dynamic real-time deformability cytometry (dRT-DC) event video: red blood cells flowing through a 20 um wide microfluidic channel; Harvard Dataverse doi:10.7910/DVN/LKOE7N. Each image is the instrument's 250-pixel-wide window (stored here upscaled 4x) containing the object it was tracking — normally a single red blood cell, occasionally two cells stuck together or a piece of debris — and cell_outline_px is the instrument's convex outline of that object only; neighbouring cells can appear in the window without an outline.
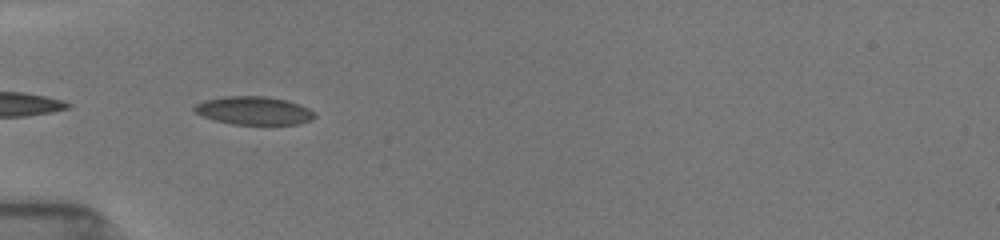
{"species": "common noctule bat (a hibernating species)", "species_latin": "Nyctalus noctula", "temperature_condition": "room temperature", "stored_images_in_passage": 28, "camera_frame_rate_fps": 3000, "um_per_image_px": 0.085, "animal": {"sex": "female", "body_mass_g": 19.5, "forearm_length_mm": 54.1}, "frame": {"image": 1, "passage_image": 23, "time_ms": 5.333, "image_size_px": [1000, 240], "cell_outline_px": [[316, 116], [312, 120], [300, 124], [232, 124], [216, 120], [204, 116], [196, 112], [192, 108], [196, 104], [204, 100], [224, 96], [268, 96], [288, 100], [300, 104], [316, 112]], "centroid_in_image_um": [21.63, 9.39], "position_along_channel_um": 63.4, "area_um2": 19.88}}